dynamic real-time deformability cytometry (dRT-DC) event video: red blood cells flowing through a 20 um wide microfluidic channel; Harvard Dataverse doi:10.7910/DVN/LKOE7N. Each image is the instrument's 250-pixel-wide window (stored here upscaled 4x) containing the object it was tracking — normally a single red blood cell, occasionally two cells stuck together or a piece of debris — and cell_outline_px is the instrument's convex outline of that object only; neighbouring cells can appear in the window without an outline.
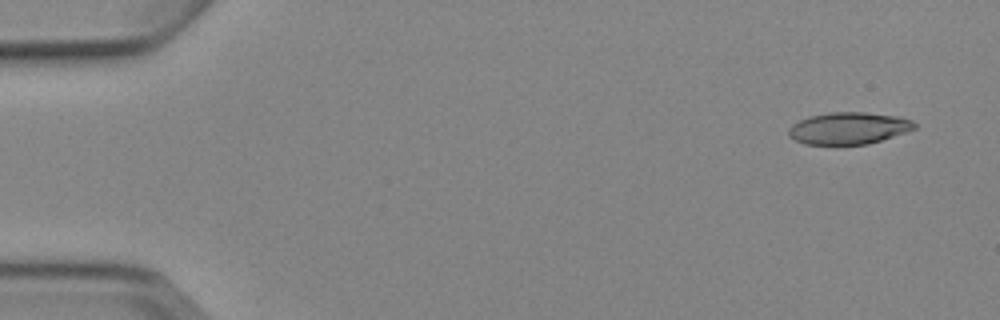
{"species": "Egyptian fruit bat (a non-hibernating species)", "species_latin": "Rousettus aegyptiacus", "temperature_condition": "cold", "stored_images_in_passage": 7, "camera_frame_rate_fps": 3000, "um_per_image_px": 0.085, "animal": {"sex": "female"}, "frame": {"image": 1, "passage_image": 1, "time_ms": 0.0, "image_size_px": [1000, 320], "cell_outline_px": [[916, 128], [868, 144], [804, 144], [788, 136], [788, 128], [792, 124], [808, 116], [828, 112], [864, 112], [900, 116], [912, 120], [916, 124]], "centroid_in_image_um": [72.11, 10.88], "position_along_channel_um": 12.9, "area_um2": 23.41}}
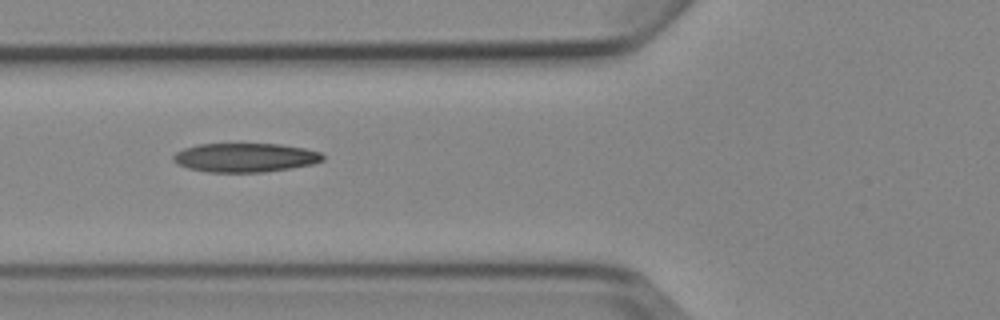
{"frame": {"image": 2, "passage_image": 5, "time_ms": 5.667, "image_size_px": [1000, 320], "cell_outline_px": [[324, 160], [312, 164], [264, 172], [208, 172], [188, 168], [176, 164], [172, 160], [172, 156], [176, 152], [184, 148], [196, 144], [280, 144], [304, 148], [320, 152], [324, 156]], "centroid_in_image_um": [20.8, 13.39], "position_along_channel_um": 105.0, "area_um2": 25.26}}
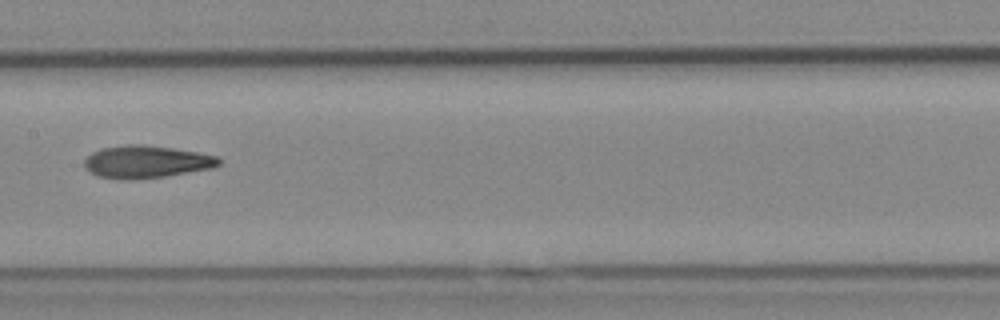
{"frame": {"image": 3, "passage_image": 7, "time_ms": 8.0, "image_size_px": [1000, 320], "cell_outline_px": [[220, 164], [212, 168], [164, 176], [132, 180], [116, 180], [96, 176], [88, 172], [84, 168], [84, 160], [92, 152], [104, 148], [128, 144], [140, 144], [172, 148], [196, 152], [216, 156], [220, 160]], "centroid_in_image_um": [12.36, 13.77], "position_along_channel_um": 195.0, "area_um2": 25.49}}